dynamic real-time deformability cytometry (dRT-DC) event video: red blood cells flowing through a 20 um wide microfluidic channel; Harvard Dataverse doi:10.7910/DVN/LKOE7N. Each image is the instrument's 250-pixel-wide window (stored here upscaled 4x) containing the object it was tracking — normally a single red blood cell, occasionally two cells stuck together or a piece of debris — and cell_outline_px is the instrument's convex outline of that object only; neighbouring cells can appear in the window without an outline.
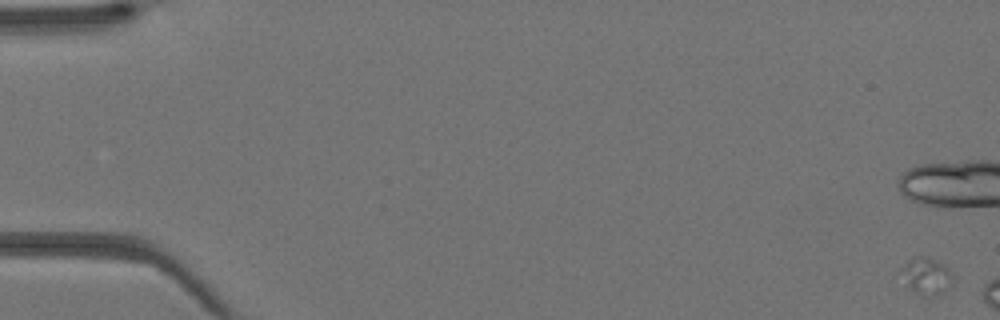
{"species": "Egyptian fruit bat (a non-hibernating species)", "species_latin": "Rousettus aegyptiacus", "temperature_condition": "warm", "stored_images_in_passage": 10, "camera_frame_rate_fps": 3000, "um_per_image_px": 0.085, "animal": {"sex": "female"}, "frame": {"image": 1, "passage_image": 2, "time_ms": 0.333, "image_size_px": [1000, 320], "cell_outline_px": [[956, 280], [952, 288], [944, 292], [932, 296], [916, 292], [908, 288], [896, 272], [900, 268], [912, 260], [920, 256], [944, 264], [952, 272]], "centroid_in_image_um": [78.78, 23.5], "position_along_channel_um": 6.2, "area_um2": 11.33}}